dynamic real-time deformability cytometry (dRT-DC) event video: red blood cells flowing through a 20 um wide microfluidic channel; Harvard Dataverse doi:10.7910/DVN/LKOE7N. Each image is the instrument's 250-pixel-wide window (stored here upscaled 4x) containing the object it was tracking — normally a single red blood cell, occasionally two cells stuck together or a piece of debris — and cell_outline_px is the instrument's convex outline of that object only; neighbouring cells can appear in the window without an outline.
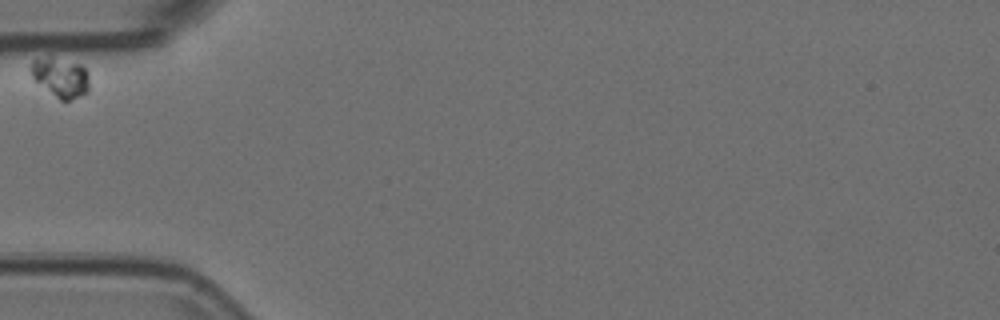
{"species": "Egyptian fruit bat (a non-hibernating species)", "species_latin": "Rousettus aegyptiacus", "temperature_condition": "room temperature", "stored_images_in_passage": 33, "camera_frame_rate_fps": 3000, "um_per_image_px": 0.085, "animal": {"sex": "female"}, "frame": {"image": 1, "passage_image": 1, "time_ms": 0.0, "image_size_px": [1000, 320], "cell_outline_px": [[88, 92], [80, 96], [68, 100], [60, 100], [36, 80], [32, 76], [32, 60], [52, 60], [80, 64], [88, 72]], "centroid_in_image_um": [5.22, 6.64], "position_along_channel_um": 79.8, "area_um2": 12.43}}
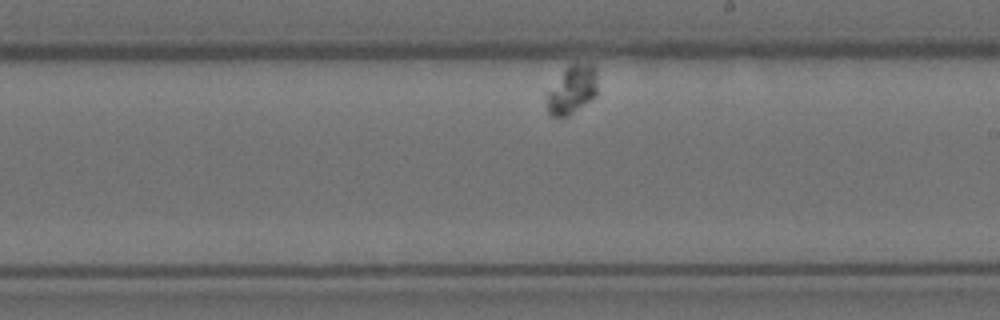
{"frame": {"image": 2, "passage_image": 19, "time_ms": 6.0, "image_size_px": [1000, 320], "cell_outline_px": [[596, 92], [588, 100], [568, 116], [552, 116], [548, 112], [548, 92], [568, 64], [576, 60], [592, 64], [596, 68]], "centroid_in_image_um": [48.64, 7.54], "position_along_channel_um": 240.4, "area_um2": 13.93}}
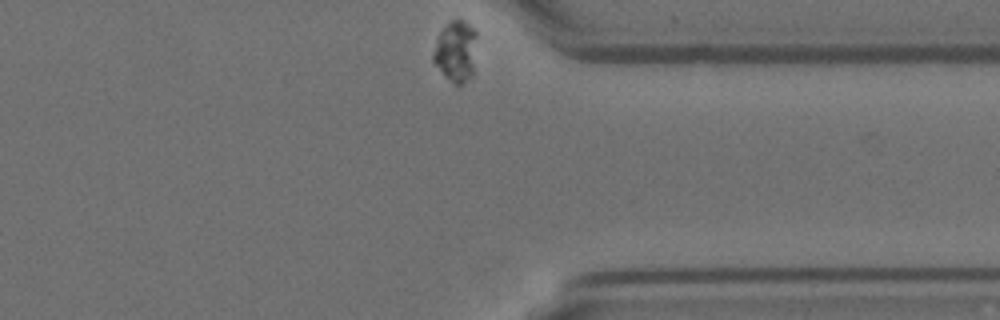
{"frame": {"image": 3, "passage_image": 33, "time_ms": 10.667, "image_size_px": [1000, 320], "cell_outline_px": [[476, 36], [472, 76], [460, 84], [456, 84], [444, 76], [432, 60], [432, 56], [440, 32], [448, 20], [464, 20], [476, 32]], "centroid_in_image_um": [38.73, 4.34], "position_along_channel_um": 372.7, "area_um2": 15.2}}